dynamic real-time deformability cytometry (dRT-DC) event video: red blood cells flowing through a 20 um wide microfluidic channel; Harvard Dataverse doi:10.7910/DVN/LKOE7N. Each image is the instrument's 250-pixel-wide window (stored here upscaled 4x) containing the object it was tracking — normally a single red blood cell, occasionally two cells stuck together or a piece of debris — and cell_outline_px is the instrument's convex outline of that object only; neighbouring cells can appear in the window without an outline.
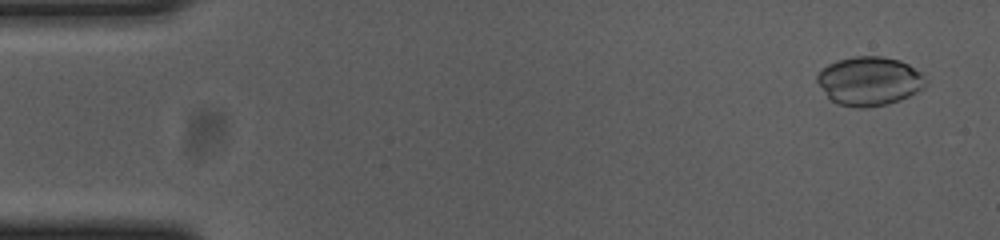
{"species": "common noctule bat (a hibernating species)", "species_latin": "Nyctalus noctula", "temperature_condition": "cold", "stored_images_in_passage": 55, "camera_frame_rate_fps": 3000, "um_per_image_px": 0.085, "animal": {"sex": "female", "body_mass_g": 23.0, "forearm_length_mm": 53.4}, "frame": {"image": 1, "passage_image": 3, "time_ms": 0.667, "image_size_px": [1000, 240], "cell_outline_px": [[928, 84], [924, 88], [900, 100], [888, 104], [864, 108], [856, 108], [840, 104], [832, 100], [828, 96], [816, 80], [816, 76], [828, 64], [836, 60], [852, 56], [880, 56], [900, 60], [908, 64], [920, 72], [928, 80]], "centroid_in_image_um": [73.93, 6.88], "position_along_channel_um": 11.1, "area_um2": 30.92}}
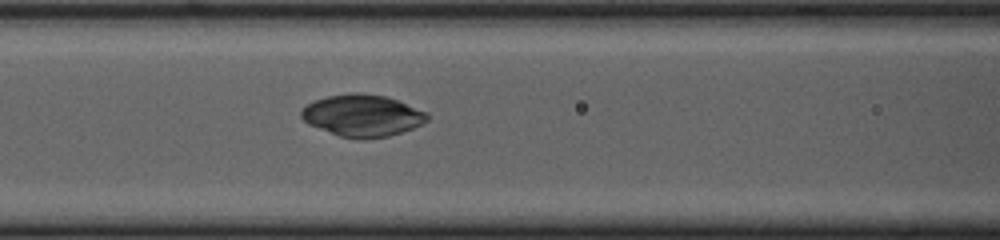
{"frame": {"image": 2, "passage_image": 23, "time_ms": 7.333, "image_size_px": [1000, 240], "cell_outline_px": [[428, 120], [412, 128], [388, 136], [364, 140], [360, 140], [340, 136], [308, 124], [300, 116], [300, 112], [308, 104], [316, 100], [328, 96], [352, 92], [360, 92], [384, 96], [396, 100], [428, 112]], "centroid_in_image_um": [30.8, 9.82], "position_along_channel_um": 135.8, "area_um2": 30.58}}
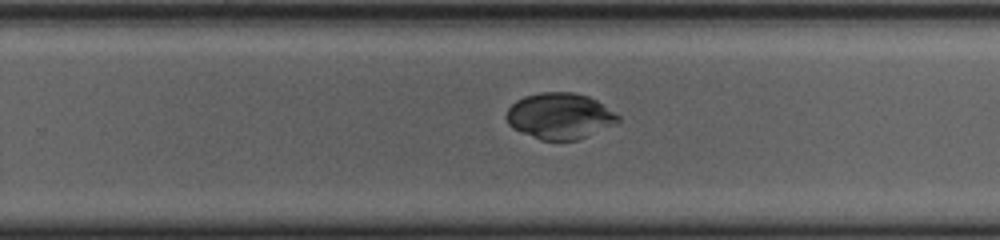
{"frame": {"image": 3, "passage_image": 35, "time_ms": 11.333, "image_size_px": [1000, 240], "cell_outline_px": [[620, 120], [616, 124], [588, 136], [576, 140], [540, 140], [512, 128], [508, 124], [504, 116], [508, 108], [516, 100], [524, 96], [540, 92], [576, 92], [588, 96], [596, 100], [616, 112], [620, 116]], "centroid_in_image_um": [47.58, 9.85], "position_along_channel_um": 282.2, "area_um2": 30.29}}